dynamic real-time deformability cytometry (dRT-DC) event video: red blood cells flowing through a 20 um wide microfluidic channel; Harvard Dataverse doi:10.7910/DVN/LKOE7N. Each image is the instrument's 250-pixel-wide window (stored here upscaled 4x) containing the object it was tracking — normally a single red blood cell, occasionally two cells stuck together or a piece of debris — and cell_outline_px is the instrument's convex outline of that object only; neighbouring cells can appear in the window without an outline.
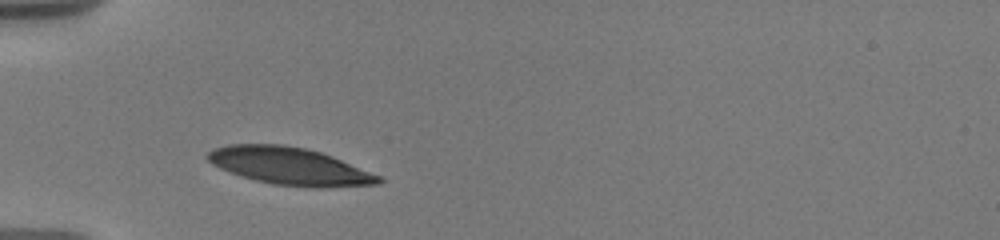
{"species": "human", "species_latin": "Homo sapiens", "temperature_condition": "warm", "stored_images_in_passage": 8, "camera_frame_rate_fps": 3000, "um_per_image_px": 0.085, "donor": {"sex": "male"}, "frame": {"image": 1, "passage_image": 1, "time_ms": 0.0, "image_size_px": [1000, 240], "cell_outline_px": [[384, 180], [380, 184], [320, 188], [312, 188], [272, 184], [240, 176], [220, 168], [212, 164], [204, 156], [212, 148], [228, 144], [284, 144], [304, 148], [320, 152], [332, 156], [380, 176]], "centroid_in_image_um": [24.59, 14.12], "position_along_channel_um": 60.4, "area_um2": 37.4}}
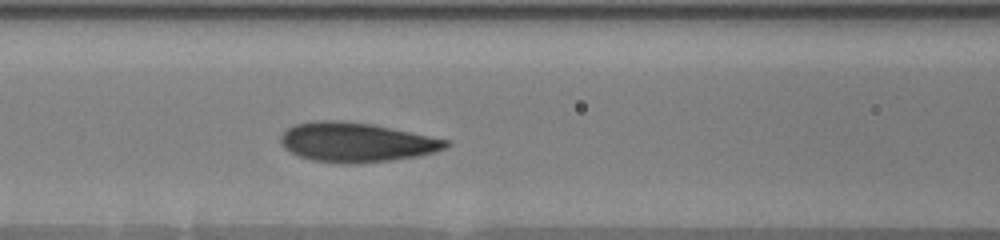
{"frame": {"image": 2, "passage_image": 6, "time_ms": 2.333, "image_size_px": [1000, 240], "cell_outline_px": [[452, 144], [444, 148], [420, 156], [392, 160], [356, 164], [340, 164], [312, 160], [300, 156], [284, 148], [280, 144], [280, 136], [288, 128], [296, 124], [312, 120], [344, 120], [372, 124], [452, 140]], "centroid_in_image_um": [30.3, 12.09], "position_along_channel_um": 136.3, "area_um2": 38.38}}
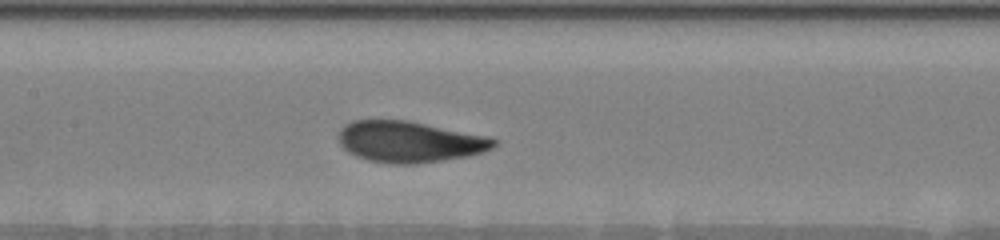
{"frame": {"image": 3, "passage_image": 8, "time_ms": 3.333, "image_size_px": [1000, 240], "cell_outline_px": [[496, 144], [492, 148], [484, 152], [468, 156], [416, 164], [392, 164], [368, 160], [356, 156], [348, 152], [340, 144], [336, 136], [340, 128], [344, 124], [352, 120], [408, 120], [492, 136], [496, 140]], "centroid_in_image_um": [34.81, 12.04], "position_along_channel_um": 172.6, "area_um2": 37.8}}